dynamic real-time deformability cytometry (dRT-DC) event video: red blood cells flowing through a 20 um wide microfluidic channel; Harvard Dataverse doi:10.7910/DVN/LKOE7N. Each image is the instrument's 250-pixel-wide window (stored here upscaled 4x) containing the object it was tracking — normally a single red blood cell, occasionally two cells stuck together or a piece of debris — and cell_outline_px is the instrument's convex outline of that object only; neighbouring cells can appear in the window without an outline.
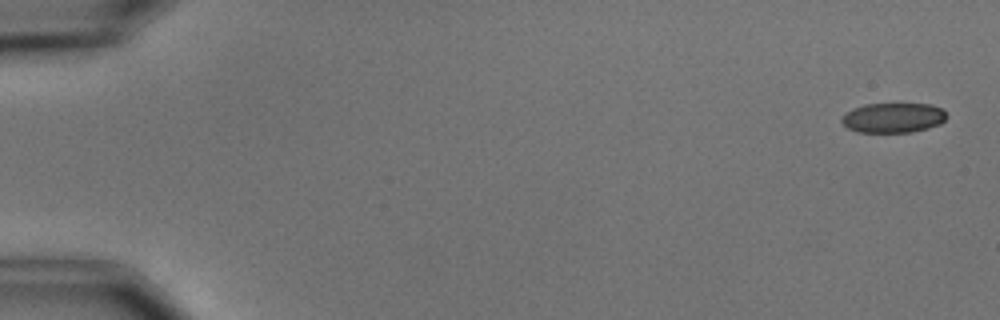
{"species": "common noctule bat (a hibernating species)", "species_latin": "Nyctalus noctula", "temperature_condition": "cold", "stored_images_in_passage": 5, "camera_frame_rate_fps": 3000, "um_per_image_px": 0.085, "animal": {"sex": "male", "body_mass_g": 15.6}, "frame": {"image": 1, "passage_image": 1, "time_ms": 0.0, "image_size_px": [1000, 320], "cell_outline_px": [[948, 116], [940, 124], [928, 128], [912, 132], [856, 132], [848, 128], [840, 120], [852, 108], [864, 104], [928, 104], [944, 108]], "centroid_in_image_um": [75.96, 10.01], "position_along_channel_um": 9.0, "area_um2": 18.32}}